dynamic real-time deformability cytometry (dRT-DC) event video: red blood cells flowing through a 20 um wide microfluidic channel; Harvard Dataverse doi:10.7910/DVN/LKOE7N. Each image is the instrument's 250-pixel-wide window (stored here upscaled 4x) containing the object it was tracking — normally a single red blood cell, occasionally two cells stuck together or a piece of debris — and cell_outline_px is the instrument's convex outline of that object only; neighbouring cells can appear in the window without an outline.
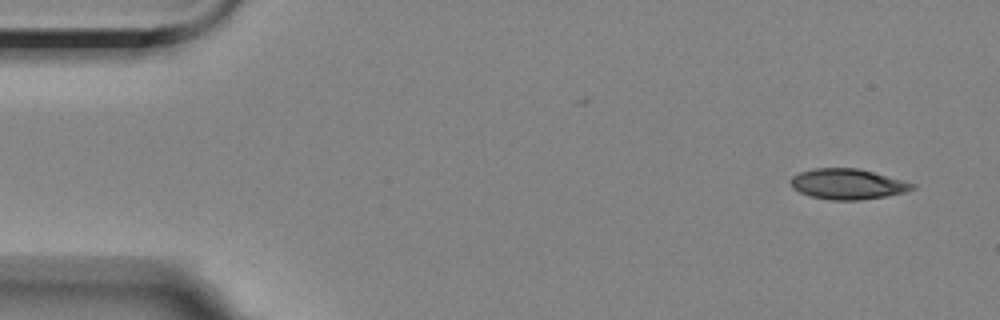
{"species": "Egyptian fruit bat (a non-hibernating species)", "species_latin": "Rousettus aegyptiacus", "temperature_condition": "room temperature", "stored_images_in_passage": 4, "camera_frame_rate_fps": 3000, "um_per_image_px": 0.085, "animal": {"sex": "female"}, "frame": {"image": 1, "passage_image": 1, "time_ms": 0.0, "image_size_px": [1000, 320], "cell_outline_px": [[916, 188], [908, 192], [860, 200], [832, 200], [812, 196], [800, 192], [792, 188], [788, 180], [792, 176], [800, 172], [812, 168], [856, 168], [872, 172], [916, 184]], "centroid_in_image_um": [72.03, 15.64], "position_along_channel_um": 13.0, "area_um2": 21.56}}
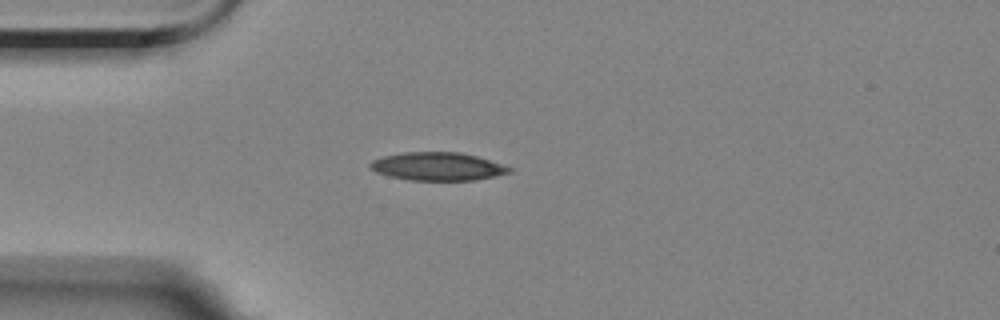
{"frame": {"image": 2, "passage_image": 4, "time_ms": 3.667, "image_size_px": [1000, 320], "cell_outline_px": [[516, 168], [512, 172], [496, 176], [476, 180], [408, 180], [388, 176], [376, 172], [368, 168], [368, 164], [372, 160], [384, 156], [404, 152], [460, 152], [476, 156]], "centroid_in_image_um": [37.21, 14.15], "position_along_channel_um": 47.8, "area_um2": 23.06}}